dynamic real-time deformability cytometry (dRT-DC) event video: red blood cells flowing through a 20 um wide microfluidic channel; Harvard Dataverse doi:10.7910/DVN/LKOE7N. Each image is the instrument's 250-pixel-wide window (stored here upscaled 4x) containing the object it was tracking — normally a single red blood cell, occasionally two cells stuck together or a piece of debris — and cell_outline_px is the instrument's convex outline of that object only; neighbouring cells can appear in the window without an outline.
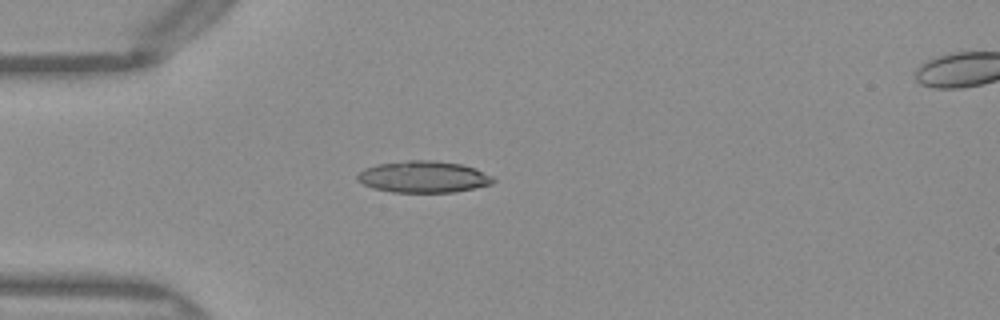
{"species": "Egyptian fruit bat (a non-hibernating species)", "species_latin": "Rousettus aegyptiacus", "temperature_condition": "warm", "stored_images_in_passage": 49, "camera_frame_rate_fps": 3000, "um_per_image_px": 0.085, "frame": {"image": 1, "passage_image": 13, "time_ms": 4.0, "image_size_px": [1000, 320], "cell_outline_px": [[496, 180], [492, 184], [476, 188], [456, 192], [392, 192], [372, 188], [356, 180], [356, 176], [364, 168], [376, 164], [408, 160], [432, 160], [460, 164], [476, 168], [492, 176]], "centroid_in_image_um": [35.99, 15.03], "position_along_channel_um": 49.0, "area_um2": 25.2}}
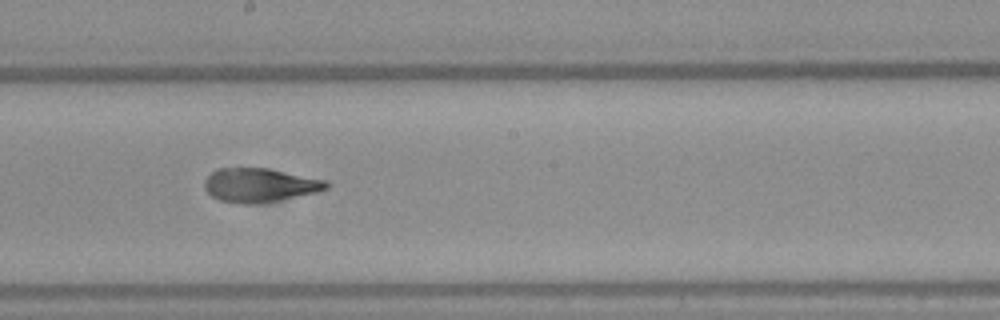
{"frame": {"image": 2, "passage_image": 27, "time_ms": 8.667, "image_size_px": [1000, 320], "cell_outline_px": [[328, 188], [316, 192], [256, 204], [236, 204], [220, 200], [212, 196], [204, 188], [204, 180], [212, 172], [220, 168], [268, 168], [324, 180], [328, 184]], "centroid_in_image_um": [22.02, 15.74], "position_along_channel_um": 226.2, "area_um2": 23.76}}
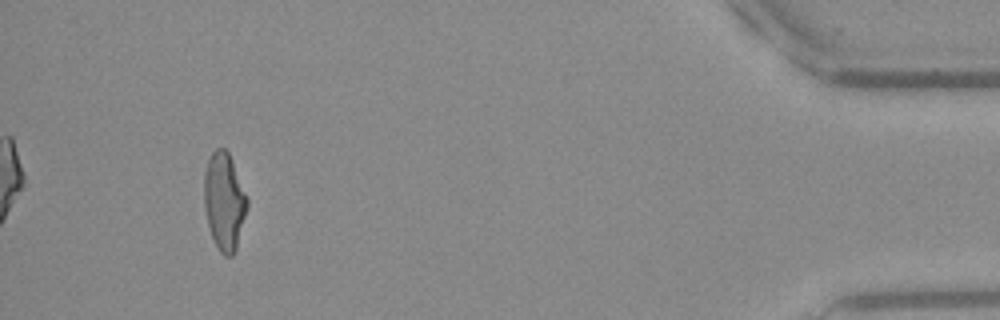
{"frame": {"image": 3, "passage_image": 46, "time_ms": 15.0, "image_size_px": [1000, 320], "cell_outline_px": [[248, 204], [236, 248], [232, 256], [224, 256], [220, 252], [212, 236], [208, 224], [204, 204], [204, 172], [208, 160], [212, 152], [216, 148], [224, 148], [228, 152], [232, 160], [248, 200]], "centroid_in_image_um": [19.05, 17.1], "position_along_channel_um": 416.2, "area_um2": 24.1}, "authors_computed_cell_mechanics": {"area_um2": 24.276, "velocity_mm_per_s": 4.073, "shape_relaxation_time_tau1_ms": 6.7864, "shape_relaxation_time_tau2_ms": 1.132, "deformation_change_tau1": 0.2347, "deformation_change_tau2": 0.0898}}